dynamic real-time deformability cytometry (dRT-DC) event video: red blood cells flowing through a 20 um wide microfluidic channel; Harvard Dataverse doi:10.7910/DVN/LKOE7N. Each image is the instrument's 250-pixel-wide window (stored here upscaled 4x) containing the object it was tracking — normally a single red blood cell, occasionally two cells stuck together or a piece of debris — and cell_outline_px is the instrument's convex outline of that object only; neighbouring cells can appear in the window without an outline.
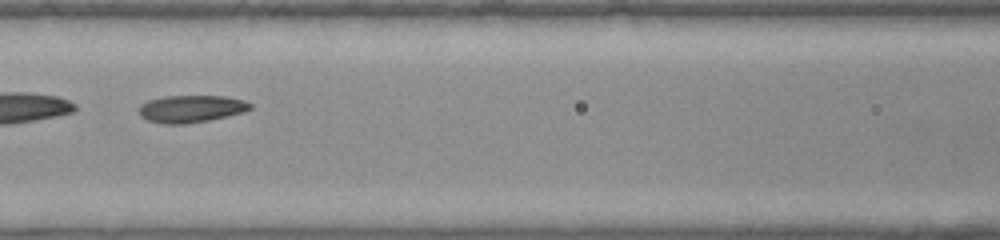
{"species": "common noctule bat (a hibernating species)", "species_latin": "Nyctalus noctula", "temperature_condition": "warm", "stored_images_in_passage": 29, "segment_of_instrument_passage": [2, 2], "camera_frame_rate_fps": 3000, "um_per_image_px": 0.085, "animal": {"sex": "female", "body_mass_g": 22.0, "forearm_length_mm": 56.7}, "frame": {"image": 1, "passage_image": 14, "time_ms": 4.333, "image_size_px": [1000, 240], "cell_outline_px": [[252, 108], [244, 112], [208, 120], [184, 124], [164, 124], [148, 120], [140, 116], [140, 104], [148, 100], [164, 96], [228, 96], [244, 100], [252, 104]], "centroid_in_image_um": [16.26, 9.24], "position_along_channel_um": 150.3, "area_um2": 17.69}}
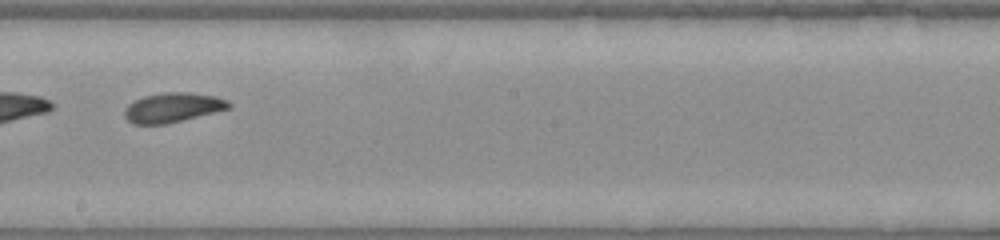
{"frame": {"image": 2, "passage_image": 19, "time_ms": 6.0, "image_size_px": [1000, 240], "cell_outline_px": [[232, 108], [168, 124], [132, 124], [124, 116], [124, 108], [128, 104], [144, 96], [168, 92], [188, 92], [216, 96], [228, 100], [232, 104]], "centroid_in_image_um": [14.71, 9.15], "position_along_channel_um": 233.5, "area_um2": 18.15}}
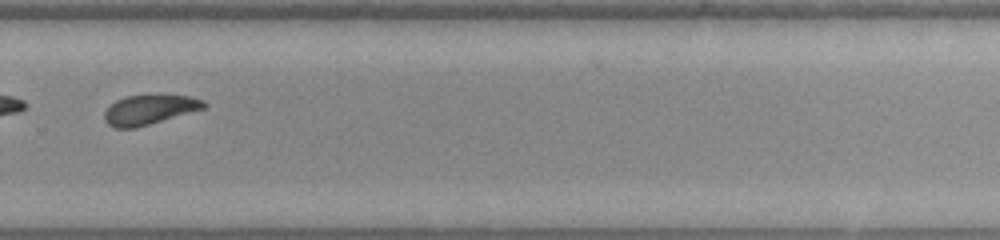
{"frame": {"image": 3, "passage_image": 24, "time_ms": 7.667, "image_size_px": [1000, 240], "cell_outline_px": [[208, 104], [204, 108], [136, 128], [116, 128], [108, 124], [104, 120], [104, 112], [116, 100], [128, 96], [188, 96], [204, 100]], "centroid_in_image_um": [12.68, 9.34], "position_along_channel_um": 317.1, "area_um2": 16.76}}